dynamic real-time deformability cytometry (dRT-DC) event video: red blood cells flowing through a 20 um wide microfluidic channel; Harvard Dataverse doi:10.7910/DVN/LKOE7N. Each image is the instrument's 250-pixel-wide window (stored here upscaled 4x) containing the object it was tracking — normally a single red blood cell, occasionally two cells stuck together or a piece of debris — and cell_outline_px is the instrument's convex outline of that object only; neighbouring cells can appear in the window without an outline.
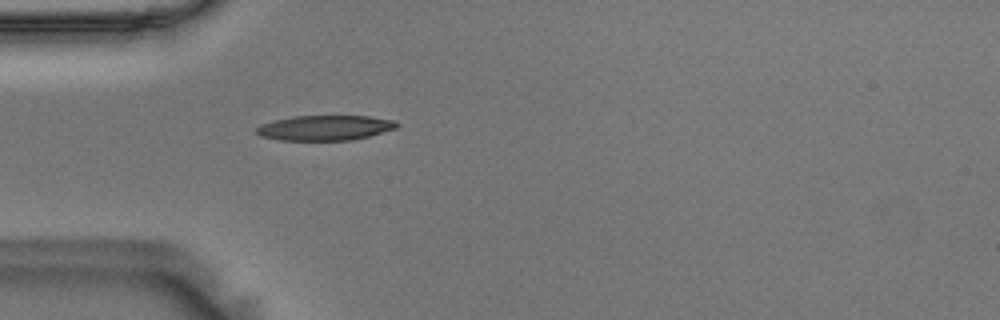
{"species": "Egyptian fruit bat (a non-hibernating species)", "species_latin": "Rousettus aegyptiacus", "temperature_condition": "room temperature", "stored_images_in_passage": 40, "camera_frame_rate_fps": 3000, "um_per_image_px": 0.085, "animal": {"sex": "male"}, "frame": {"image": 1, "passage_image": 1, "time_ms": 0.0, "image_size_px": [1000, 320], "cell_outline_px": [[400, 124], [396, 128], [368, 136], [352, 140], [280, 140], [260, 136], [256, 132], [256, 128], [260, 124], [276, 120], [296, 116], [368, 116], [396, 120]], "centroid_in_image_um": [27.64, 10.86], "position_along_channel_um": 57.4, "area_um2": 20.4}}
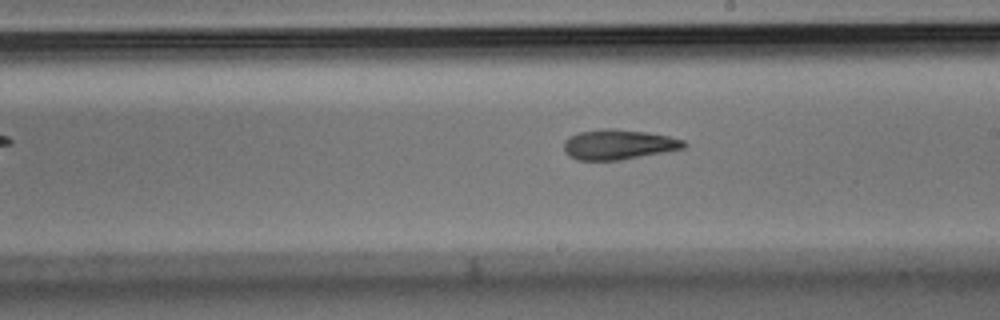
{"frame": {"image": 2, "passage_image": 16, "time_ms": 5.0, "image_size_px": [1000, 320], "cell_outline_px": [[688, 144], [684, 148], [664, 152], [620, 160], [576, 160], [568, 156], [564, 152], [564, 140], [568, 136], [580, 132], [600, 128], [612, 128], [644, 132], [668, 136], [684, 140]], "centroid_in_image_um": [52.52, 12.28], "position_along_channel_um": 236.5, "area_um2": 21.1}}
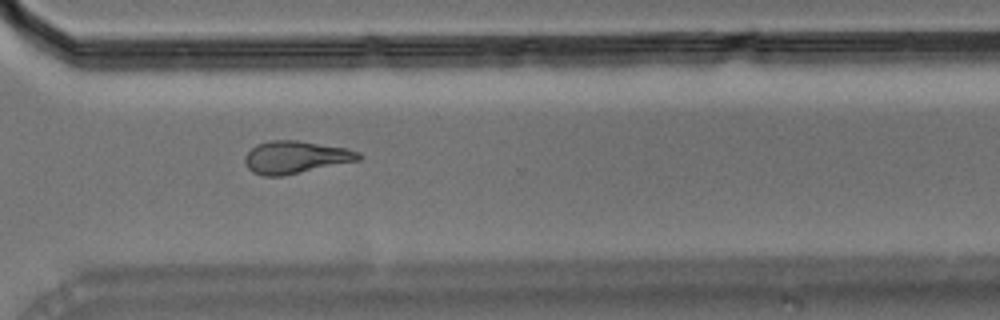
{"frame": {"image": 3, "passage_image": 25, "time_ms": 8.0, "image_size_px": [1000, 320], "cell_outline_px": [[360, 160], [284, 176], [264, 176], [252, 172], [244, 164], [244, 156], [256, 144], [268, 140], [296, 140], [348, 148], [360, 152]], "centroid_in_image_um": [25.1, 13.36], "position_along_channel_um": 345.5, "area_um2": 21.73}, "authors_computed_cell_mechanics": {"area_um2": 21.1259, "velocity_mm_per_s": 3.6533, "shape_relaxation_time_tau1_ms": 6.9691, "shape_relaxation_time_tau2_ms": 6.9129, "deformation_change_tau1": 0.1933, "deformation_change_tau2": 0.1835}}